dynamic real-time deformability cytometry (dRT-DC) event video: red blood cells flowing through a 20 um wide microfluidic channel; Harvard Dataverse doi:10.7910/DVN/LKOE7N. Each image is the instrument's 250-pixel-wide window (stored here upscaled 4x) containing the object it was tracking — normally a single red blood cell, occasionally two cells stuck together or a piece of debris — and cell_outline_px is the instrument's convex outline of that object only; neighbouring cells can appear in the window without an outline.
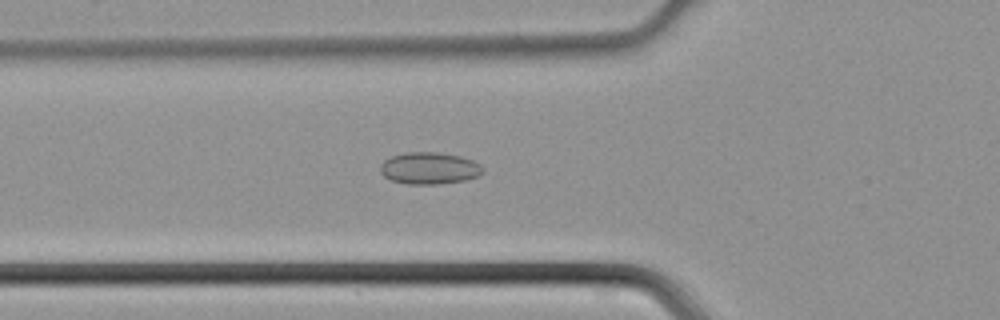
{"species": "common noctule bat (a hibernating species)", "species_latin": "Nyctalus noctula", "temperature_condition": "cold", "stored_images_in_passage": 43, "camera_frame_rate_fps": 3000, "um_per_image_px": 0.085, "animal": {"sex": "male", "body_mass_g": 21.5, "forearm_length_mm": 52.0}, "frame": {"image": 1, "passage_image": 14, "time_ms": 4.333, "image_size_px": [1000, 320], "cell_outline_px": [[484, 172], [476, 176], [464, 180], [436, 184], [408, 184], [392, 180], [384, 176], [380, 172], [380, 164], [384, 160], [392, 156], [408, 152], [436, 152], [460, 156], [472, 160], [480, 164], [484, 168]], "centroid_in_image_um": [36.49, 14.29], "position_along_channel_um": 89.3, "area_um2": 18.96}}
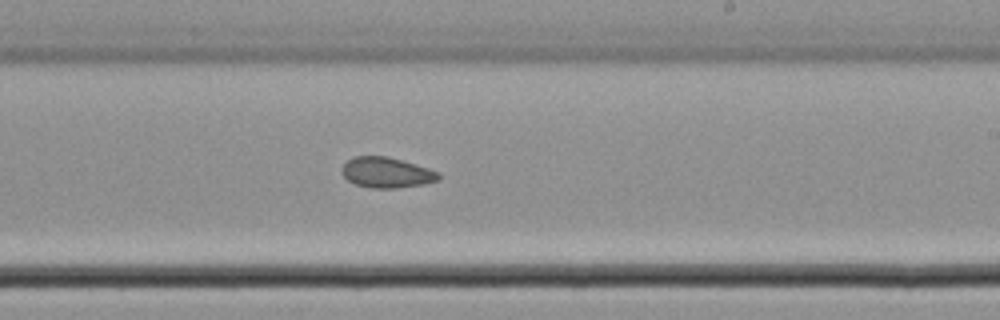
{"frame": {"image": 2, "passage_image": 25, "time_ms": 8.0, "image_size_px": [1000, 320], "cell_outline_px": [[440, 180], [424, 184], [396, 188], [368, 188], [356, 184], [348, 180], [344, 176], [340, 168], [352, 156], [388, 156], [428, 168], [440, 172]], "centroid_in_image_um": [32.86, 14.67], "position_along_channel_um": 256.1, "area_um2": 17.28}}
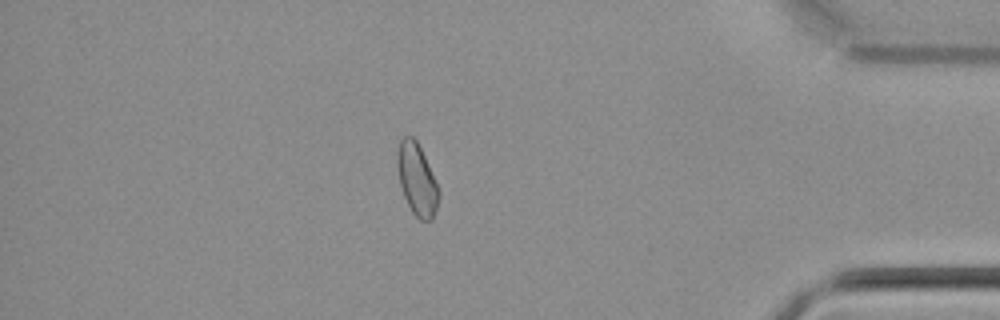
{"frame": {"image": 3, "passage_image": 37, "time_ms": 12.0, "image_size_px": [1000, 320], "cell_outline_px": [[440, 196], [432, 220], [420, 220], [412, 212], [400, 188], [396, 164], [396, 152], [400, 140], [404, 136], [412, 136], [416, 140], [440, 188]], "centroid_in_image_um": [35.42, 15.25], "position_along_channel_um": 399.8, "area_um2": 17.51}}